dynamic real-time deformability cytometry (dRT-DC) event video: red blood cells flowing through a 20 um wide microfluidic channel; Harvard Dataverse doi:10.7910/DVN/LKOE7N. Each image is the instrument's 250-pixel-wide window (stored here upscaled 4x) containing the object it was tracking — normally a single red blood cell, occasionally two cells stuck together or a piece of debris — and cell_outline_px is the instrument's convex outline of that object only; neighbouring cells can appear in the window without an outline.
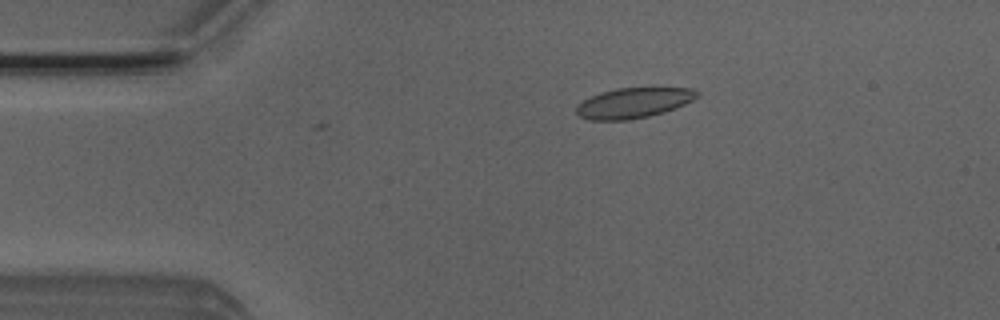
{"species": "Egyptian fruit bat (a non-hibernating species)", "species_latin": "Rousettus aegyptiacus", "temperature_condition": "room temperature", "stored_images_in_passage": 4, "camera_frame_rate_fps": 3000, "um_per_image_px": 0.085, "animal": {"sex": "male"}, "frame": {"image": 1, "passage_image": 3, "time_ms": 0.667, "image_size_px": [1000, 320], "cell_outline_px": [[700, 96], [676, 108], [664, 112], [648, 116], [628, 120], [588, 120], [580, 116], [576, 112], [576, 104], [600, 92], [616, 88], [660, 84], [692, 88], [700, 92]], "centroid_in_image_um": [53.95, 8.68], "position_along_channel_um": 31.1, "area_um2": 22.43}}